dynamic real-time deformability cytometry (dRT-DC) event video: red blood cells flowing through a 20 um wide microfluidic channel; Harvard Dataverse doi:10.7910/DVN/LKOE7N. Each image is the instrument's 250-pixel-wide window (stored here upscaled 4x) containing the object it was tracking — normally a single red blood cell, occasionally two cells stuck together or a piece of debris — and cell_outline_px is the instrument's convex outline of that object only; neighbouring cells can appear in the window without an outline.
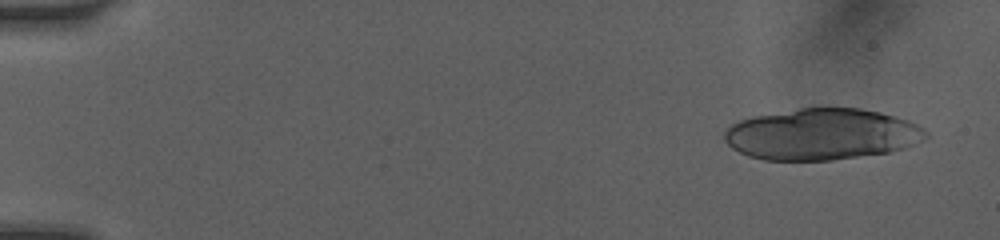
{"species": "human", "species_latin": "Homo sapiens", "temperature_condition": "room temperature", "stored_images_in_passage": 12, "camera_frame_rate_fps": 3000, "um_per_image_px": 0.085, "donor": {"sex": "female"}, "frame": {"image": 1, "passage_image": 2, "time_ms": 0.667, "image_size_px": [1000, 240], "cell_outline_px": [[928, 136], [924, 140], [904, 148], [888, 152], [832, 160], [764, 160], [748, 156], [732, 148], [724, 140], [724, 132], [732, 124], [740, 120], [756, 116], [820, 104], [860, 108], [880, 112], [896, 116], [908, 120], [924, 128], [928, 132]], "centroid_in_image_um": [69.87, 11.38], "position_along_channel_um": 15.1, "area_um2": 61.04}}
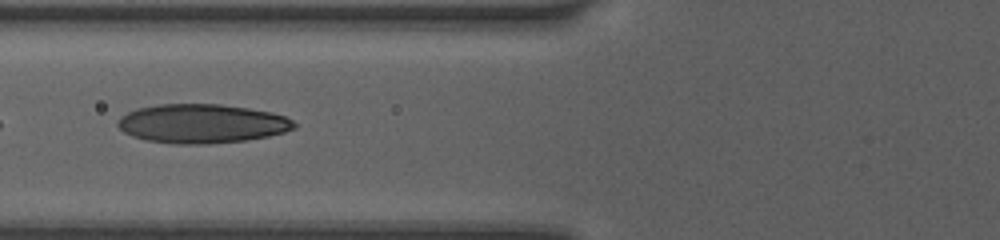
{"frame": {"image": 2, "passage_image": 11, "time_ms": 6.667, "image_size_px": [1000, 240], "cell_outline_px": [[296, 128], [284, 132], [268, 136], [244, 140], [208, 144], [172, 144], [148, 140], [132, 136], [124, 132], [116, 124], [120, 116], [136, 108], [160, 104], [220, 104], [248, 108], [272, 112], [284, 116], [292, 120], [296, 124]], "centroid_in_image_um": [17.15, 10.5], "position_along_channel_um": 108.7, "area_um2": 40.17}}